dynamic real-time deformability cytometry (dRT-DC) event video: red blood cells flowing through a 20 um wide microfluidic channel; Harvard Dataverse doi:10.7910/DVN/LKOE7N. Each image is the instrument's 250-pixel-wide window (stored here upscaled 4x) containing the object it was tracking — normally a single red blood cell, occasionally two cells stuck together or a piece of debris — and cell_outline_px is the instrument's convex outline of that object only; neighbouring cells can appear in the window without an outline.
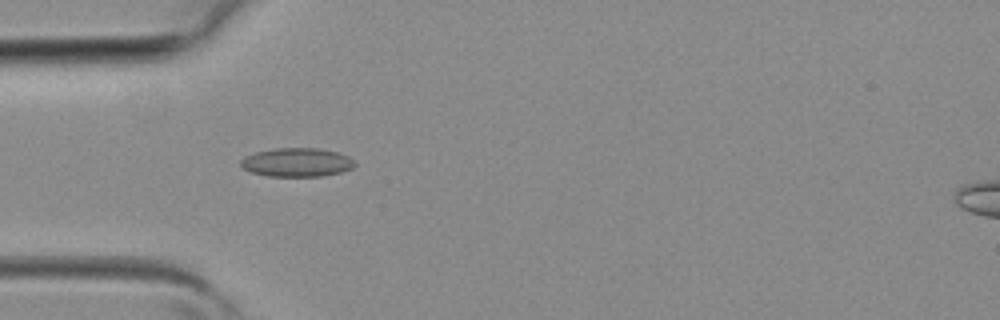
{"species": "common noctule bat (a hibernating species)", "species_latin": "Nyctalus noctula", "temperature_condition": "room temperature", "stored_images_in_passage": 4, "camera_frame_rate_fps": 3000, "um_per_image_px": 0.085, "animal": {"sex": "female", "body_mass_g": 19.3, "forearm_length_mm": 54.1}, "frame": {"image": 1, "passage_image": 3, "time_ms": 0.667, "image_size_px": [1000, 320], "cell_outline_px": [[356, 164], [352, 168], [340, 172], [324, 176], [268, 176], [252, 172], [244, 168], [240, 164], [240, 160], [256, 152], [276, 148], [316, 148], [336, 152], [348, 156]], "centroid_in_image_um": [25.24, 13.8], "position_along_channel_um": 59.8, "area_um2": 18.84}}
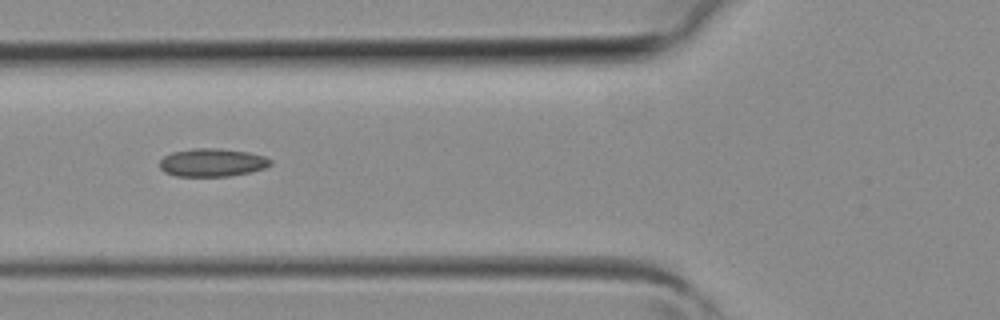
{"frame": {"image": 2, "passage_image": 4, "time_ms": 1.0, "image_size_px": [1000, 320], "cell_outline_px": [[272, 164], [264, 168], [252, 172], [232, 176], [176, 176], [164, 172], [160, 168], [160, 160], [164, 156], [172, 152], [192, 148], [216, 148], [248, 152], [264, 156], [272, 160]], "centroid_in_image_um": [18.04, 13.82], "position_along_channel_um": 107.8, "area_um2": 18.26}}